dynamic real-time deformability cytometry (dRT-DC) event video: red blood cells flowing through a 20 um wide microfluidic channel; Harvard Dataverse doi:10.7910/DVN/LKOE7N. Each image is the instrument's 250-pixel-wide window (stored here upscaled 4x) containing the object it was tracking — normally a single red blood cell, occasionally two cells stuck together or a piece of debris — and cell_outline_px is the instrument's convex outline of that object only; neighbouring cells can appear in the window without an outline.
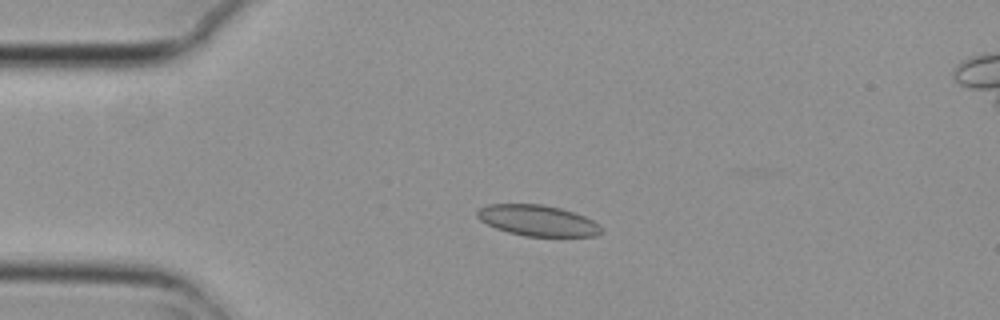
{"species": "common noctule bat (a hibernating species)", "species_latin": "Nyctalus noctula", "temperature_condition": "cold", "stored_images_in_passage": 5, "camera_frame_rate_fps": 3000, "um_per_image_px": 0.085, "animal": {"sex": "female", "body_mass_g": 29.2, "forearm_length_mm": 56.3}, "frame": {"image": 1, "passage_image": 3, "time_ms": 0.667, "image_size_px": [1000, 320], "cell_outline_px": [[604, 232], [596, 236], [524, 236], [508, 232], [496, 228], [480, 220], [476, 216], [476, 212], [480, 208], [488, 204], [544, 204], [560, 208], [584, 216], [600, 224], [604, 228]], "centroid_in_image_um": [45.73, 18.75], "position_along_channel_um": 39.3, "area_um2": 22.43}}
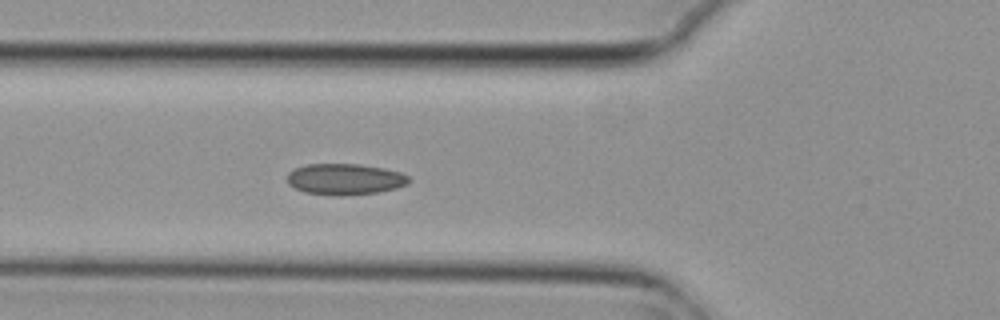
{"frame": {"image": 2, "passage_image": 5, "time_ms": 1.333, "image_size_px": [1000, 320], "cell_outline_px": [[412, 180], [408, 184], [396, 188], [376, 192], [340, 196], [336, 196], [304, 192], [288, 184], [288, 172], [292, 168], [308, 164], [360, 164], [384, 168], [400, 172], [408, 176]], "centroid_in_image_um": [29.32, 15.22], "position_along_channel_um": 96.5, "area_um2": 22.2}}